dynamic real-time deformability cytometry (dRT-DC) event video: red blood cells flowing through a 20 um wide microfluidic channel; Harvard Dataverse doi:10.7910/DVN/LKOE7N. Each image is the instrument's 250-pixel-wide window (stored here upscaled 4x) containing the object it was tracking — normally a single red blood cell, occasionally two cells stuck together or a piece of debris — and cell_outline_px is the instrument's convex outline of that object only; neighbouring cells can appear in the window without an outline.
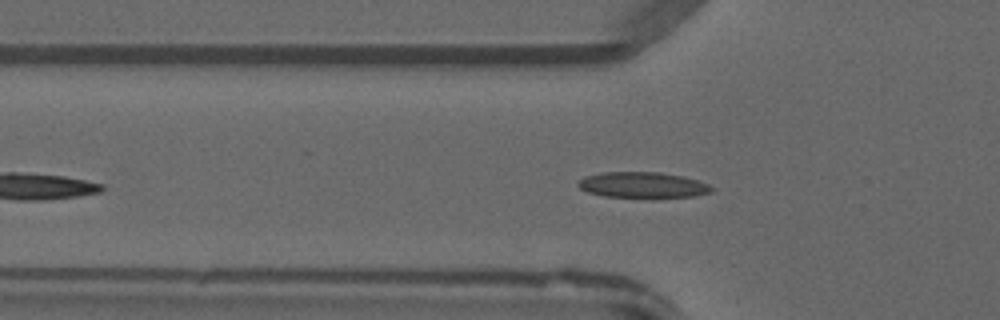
{"species": "common noctule bat (a hibernating species)", "species_latin": "Nyctalus noctula", "temperature_condition": "warm", "stored_images_in_passage": 35, "camera_frame_rate_fps": 3000, "um_per_image_px": 0.085, "animal": {"sex": "male", "forearm_length_mm": 52.5}, "frame": {"image": 1, "passage_image": 10, "time_ms": 3.0, "image_size_px": [1000, 320], "cell_outline_px": [[716, 188], [712, 192], [692, 196], [648, 200], [604, 196], [588, 192], [580, 188], [576, 184], [584, 176], [600, 172], [660, 172], [680, 176], [696, 180], [708, 184]], "centroid_in_image_um": [54.63, 15.76], "position_along_channel_um": 71.2, "area_um2": 20.87}}
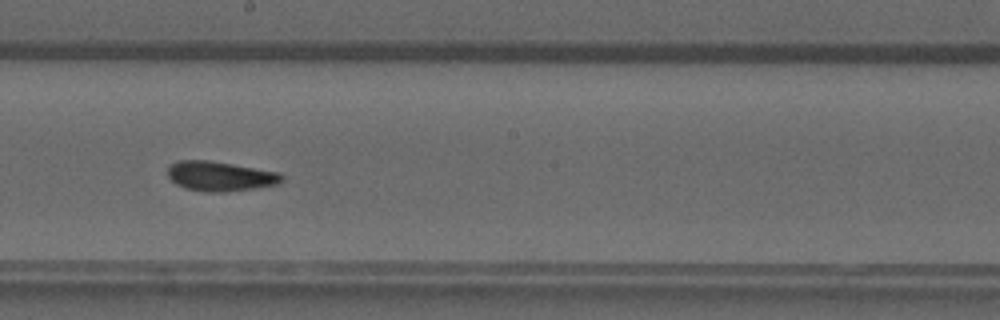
{"frame": {"image": 2, "passage_image": 21, "time_ms": 6.667, "image_size_px": [1000, 320], "cell_outline_px": [[284, 180], [276, 184], [256, 188], [224, 192], [208, 192], [184, 188], [176, 184], [168, 176], [168, 168], [172, 164], [180, 160], [208, 160], [280, 172], [284, 176]], "centroid_in_image_um": [18.73, 14.98], "position_along_channel_um": 229.5, "area_um2": 19.71}}
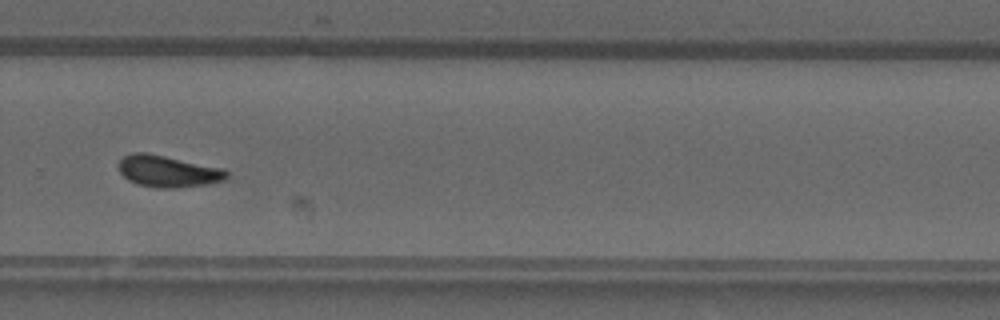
{"frame": {"image": 3, "passage_image": 27, "time_ms": 8.667, "image_size_px": [1000, 320], "cell_outline_px": [[228, 176], [224, 180], [204, 184], [180, 188], [156, 188], [140, 184], [128, 180], [120, 172], [120, 160], [124, 156], [132, 152], [144, 152], [224, 168], [228, 172]], "centroid_in_image_um": [14.29, 14.56], "position_along_channel_um": 315.5, "area_um2": 19.71}}